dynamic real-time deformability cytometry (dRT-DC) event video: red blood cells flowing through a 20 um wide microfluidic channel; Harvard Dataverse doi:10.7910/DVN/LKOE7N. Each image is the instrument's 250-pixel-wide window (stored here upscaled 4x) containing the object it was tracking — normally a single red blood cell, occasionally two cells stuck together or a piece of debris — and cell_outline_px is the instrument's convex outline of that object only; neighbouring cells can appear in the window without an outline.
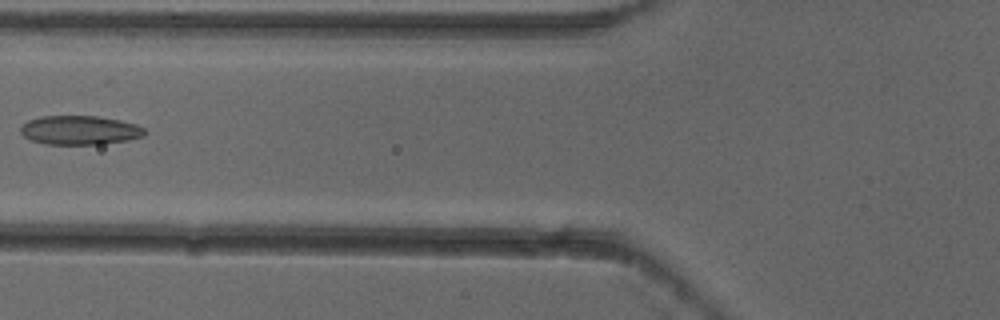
{"species": "common noctule bat (a hibernating species)", "species_latin": "Nyctalus noctula", "temperature_condition": "cold", "stored_images_in_passage": 5, "camera_frame_rate_fps": 3000, "um_per_image_px": 0.085, "animal": {"sex": "female"}, "frame": {"image": 1, "passage_image": 5, "time_ms": 1.333, "image_size_px": [1000, 320], "cell_outline_px": [[148, 132], [144, 136], [124, 140], [100, 144], [44, 144], [32, 140], [24, 136], [20, 132], [20, 128], [28, 120], [40, 116], [96, 116], [120, 120], [136, 124], [144, 128]], "centroid_in_image_um": [6.78, 11.06], "position_along_channel_um": 119.0, "area_um2": 20.92}}